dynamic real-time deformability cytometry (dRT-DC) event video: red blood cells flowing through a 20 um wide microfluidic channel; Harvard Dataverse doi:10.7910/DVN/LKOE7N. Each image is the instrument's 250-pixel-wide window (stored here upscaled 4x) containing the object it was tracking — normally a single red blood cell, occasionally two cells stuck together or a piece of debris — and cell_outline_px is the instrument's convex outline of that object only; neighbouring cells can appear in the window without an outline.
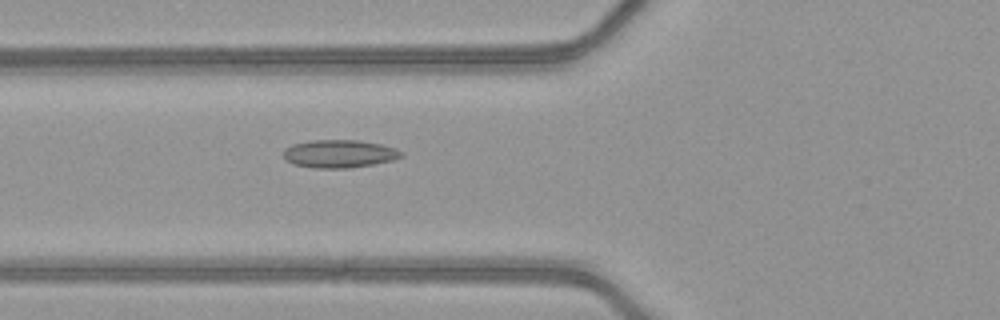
{"species": "common noctule bat (a hibernating species)", "species_latin": "Nyctalus noctula", "temperature_condition": "warm", "stored_images_in_passage": 51, "camera_frame_rate_fps": 3000, "um_per_image_px": 0.085, "animal": {"sex": "female", "body_mass_g": 21.9}, "frame": {"image": 1, "passage_image": 21, "time_ms": 6.667, "image_size_px": [1000, 320], "cell_outline_px": [[404, 156], [392, 160], [372, 164], [348, 168], [316, 168], [292, 164], [284, 160], [284, 148], [292, 144], [312, 140], [356, 140], [380, 144], [396, 148], [404, 152]], "centroid_in_image_um": [28.83, 13.07], "position_along_channel_um": 97.0, "area_um2": 19.25}}
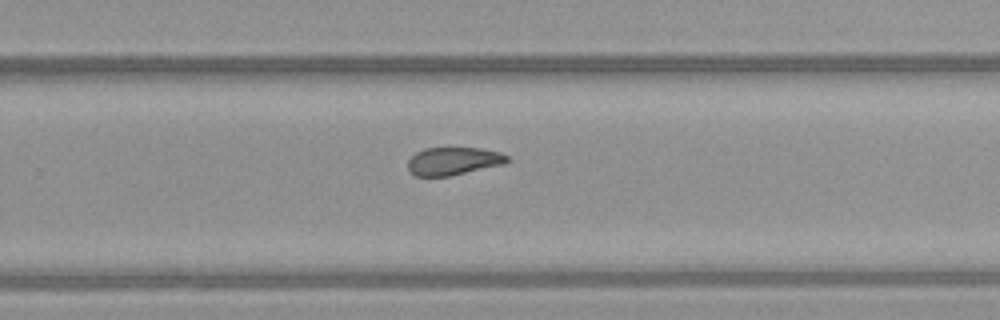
{"frame": {"image": 2, "passage_image": 35, "time_ms": 11.333, "image_size_px": [1000, 320], "cell_outline_px": [[508, 160], [504, 164], [452, 176], [416, 176], [408, 172], [408, 160], [416, 152], [424, 148], [448, 144], [484, 148], [500, 152], [508, 156]], "centroid_in_image_um": [38.52, 13.63], "position_along_channel_um": 291.3, "area_um2": 17.17}}
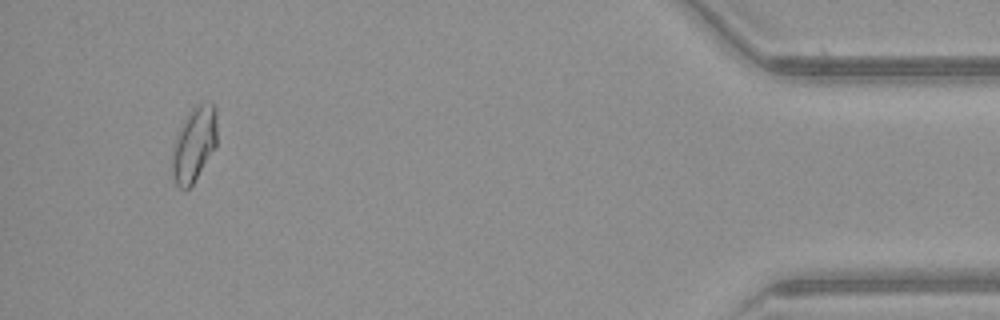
{"frame": {"image": 3, "passage_image": 49, "time_ms": 16.0, "image_size_px": [1000, 320], "cell_outline_px": [[216, 148], [192, 184], [188, 188], [180, 188], [176, 184], [172, 176], [172, 152], [184, 116], [192, 108], [200, 104], [212, 104], [216, 108]], "centroid_in_image_um": [16.5, 12.27], "position_along_channel_um": 418.7, "area_um2": 19.31}, "authors_computed_cell_mechanics": {"area_um2": 18.3804, "velocity_mm_per_s": 4.1513, "shape_relaxation_time_tau1_ms": null, "shape_relaxation_time_tau2_ms": 1.8889, "deformation_change_tau1": null, "deformation_change_tau2": 0.0725}}